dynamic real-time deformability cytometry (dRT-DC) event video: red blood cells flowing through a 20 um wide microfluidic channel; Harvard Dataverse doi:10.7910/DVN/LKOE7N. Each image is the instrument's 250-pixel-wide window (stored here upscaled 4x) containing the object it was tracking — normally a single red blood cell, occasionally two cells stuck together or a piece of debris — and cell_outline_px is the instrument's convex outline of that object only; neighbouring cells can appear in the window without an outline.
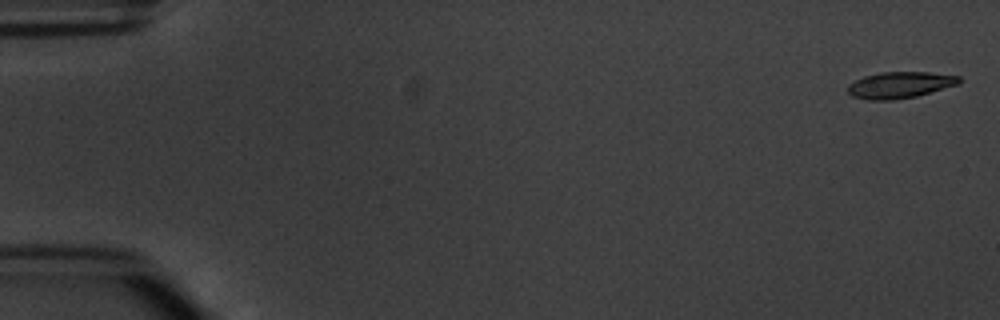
{"species": "common noctule bat (a hibernating species)", "species_latin": "Nyctalus noctula", "temperature_condition": "warm", "stored_images_in_passage": 5, "camera_frame_rate_fps": 3000, "um_per_image_px": 0.085, "animal": {"sex": "male", "body_mass_g": 20.1, "forearm_length_mm": 53.5}, "frame": {"image": 1, "passage_image": 1, "time_ms": 0.0, "image_size_px": [1000, 320], "cell_outline_px": [[960, 84], [916, 96], [892, 100], [868, 100], [852, 96], [848, 92], [848, 84], [864, 76], [880, 72], [928, 72], [960, 76]], "centroid_in_image_um": [76.49, 7.22], "position_along_channel_um": 8.5, "area_um2": 17.11}}
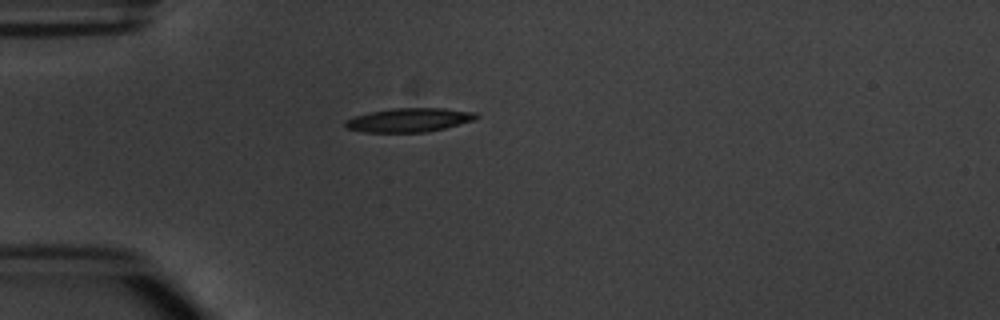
{"frame": {"image": 2, "passage_image": 5, "time_ms": 4.667, "image_size_px": [1000, 320], "cell_outline_px": [[480, 116], [476, 120], [444, 128], [424, 132], [364, 132], [344, 128], [344, 120], [368, 112], [392, 108], [444, 108], [476, 112]], "centroid_in_image_um": [34.77, 10.19], "position_along_channel_um": 50.2, "area_um2": 18.38}}